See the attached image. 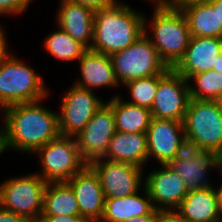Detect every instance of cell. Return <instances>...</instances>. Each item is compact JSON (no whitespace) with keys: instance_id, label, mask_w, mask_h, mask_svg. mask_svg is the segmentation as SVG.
Returning <instances> with one entry per match:
<instances>
[{"instance_id":"cell-1","label":"cell","mask_w":222,"mask_h":222,"mask_svg":"<svg viewBox=\"0 0 222 222\" xmlns=\"http://www.w3.org/2000/svg\"><path fill=\"white\" fill-rule=\"evenodd\" d=\"M45 100L6 107L5 128L11 151L33 155L60 136L58 112L43 106Z\"/></svg>"},{"instance_id":"cell-2","label":"cell","mask_w":222,"mask_h":222,"mask_svg":"<svg viewBox=\"0 0 222 222\" xmlns=\"http://www.w3.org/2000/svg\"><path fill=\"white\" fill-rule=\"evenodd\" d=\"M145 14L124 1L94 11L91 50L111 56L132 45L144 34Z\"/></svg>"},{"instance_id":"cell-3","label":"cell","mask_w":222,"mask_h":222,"mask_svg":"<svg viewBox=\"0 0 222 222\" xmlns=\"http://www.w3.org/2000/svg\"><path fill=\"white\" fill-rule=\"evenodd\" d=\"M151 19H144V34L150 39L161 60L173 69L184 56L191 38L181 11L169 6H154ZM148 24V25H147ZM150 31V32H149ZM152 34V35H151Z\"/></svg>"},{"instance_id":"cell-4","label":"cell","mask_w":222,"mask_h":222,"mask_svg":"<svg viewBox=\"0 0 222 222\" xmlns=\"http://www.w3.org/2000/svg\"><path fill=\"white\" fill-rule=\"evenodd\" d=\"M14 54L11 52L0 60V101L9 107L49 98L45 78Z\"/></svg>"},{"instance_id":"cell-5","label":"cell","mask_w":222,"mask_h":222,"mask_svg":"<svg viewBox=\"0 0 222 222\" xmlns=\"http://www.w3.org/2000/svg\"><path fill=\"white\" fill-rule=\"evenodd\" d=\"M182 122L187 147L222 155V112L217 101L190 98Z\"/></svg>"},{"instance_id":"cell-6","label":"cell","mask_w":222,"mask_h":222,"mask_svg":"<svg viewBox=\"0 0 222 222\" xmlns=\"http://www.w3.org/2000/svg\"><path fill=\"white\" fill-rule=\"evenodd\" d=\"M47 182L36 172L11 177L0 183V205L33 222H38L43 211Z\"/></svg>"},{"instance_id":"cell-7","label":"cell","mask_w":222,"mask_h":222,"mask_svg":"<svg viewBox=\"0 0 222 222\" xmlns=\"http://www.w3.org/2000/svg\"><path fill=\"white\" fill-rule=\"evenodd\" d=\"M111 59L120 86L134 79L161 75L169 69L146 34L126 49L113 53Z\"/></svg>"},{"instance_id":"cell-8","label":"cell","mask_w":222,"mask_h":222,"mask_svg":"<svg viewBox=\"0 0 222 222\" xmlns=\"http://www.w3.org/2000/svg\"><path fill=\"white\" fill-rule=\"evenodd\" d=\"M34 155L41 165V173H36L47 183L67 182L87 165L79 153L75 137L60 135L41 146Z\"/></svg>"},{"instance_id":"cell-9","label":"cell","mask_w":222,"mask_h":222,"mask_svg":"<svg viewBox=\"0 0 222 222\" xmlns=\"http://www.w3.org/2000/svg\"><path fill=\"white\" fill-rule=\"evenodd\" d=\"M64 92L58 111L59 132L61 136L76 137L105 102L95 91L74 83Z\"/></svg>"},{"instance_id":"cell-10","label":"cell","mask_w":222,"mask_h":222,"mask_svg":"<svg viewBox=\"0 0 222 222\" xmlns=\"http://www.w3.org/2000/svg\"><path fill=\"white\" fill-rule=\"evenodd\" d=\"M168 165L183 179L188 191L215 188L209 175L212 170L222 173V155L214 150L186 147Z\"/></svg>"},{"instance_id":"cell-11","label":"cell","mask_w":222,"mask_h":222,"mask_svg":"<svg viewBox=\"0 0 222 222\" xmlns=\"http://www.w3.org/2000/svg\"><path fill=\"white\" fill-rule=\"evenodd\" d=\"M89 166L98 175L105 198L126 197L144 187V168L104 158L91 162Z\"/></svg>"},{"instance_id":"cell-12","label":"cell","mask_w":222,"mask_h":222,"mask_svg":"<svg viewBox=\"0 0 222 222\" xmlns=\"http://www.w3.org/2000/svg\"><path fill=\"white\" fill-rule=\"evenodd\" d=\"M188 81L174 69L158 75V89L152 105V118L183 121L189 102Z\"/></svg>"},{"instance_id":"cell-13","label":"cell","mask_w":222,"mask_h":222,"mask_svg":"<svg viewBox=\"0 0 222 222\" xmlns=\"http://www.w3.org/2000/svg\"><path fill=\"white\" fill-rule=\"evenodd\" d=\"M115 132L112 107L105 102L75 137L79 153L87 165L105 157Z\"/></svg>"},{"instance_id":"cell-14","label":"cell","mask_w":222,"mask_h":222,"mask_svg":"<svg viewBox=\"0 0 222 222\" xmlns=\"http://www.w3.org/2000/svg\"><path fill=\"white\" fill-rule=\"evenodd\" d=\"M146 135L148 162L154 159L159 165L169 164L187 147L181 121L152 118Z\"/></svg>"},{"instance_id":"cell-15","label":"cell","mask_w":222,"mask_h":222,"mask_svg":"<svg viewBox=\"0 0 222 222\" xmlns=\"http://www.w3.org/2000/svg\"><path fill=\"white\" fill-rule=\"evenodd\" d=\"M159 166L147 172L144 186L155 209L176 210L189 191L183 179L168 164Z\"/></svg>"},{"instance_id":"cell-16","label":"cell","mask_w":222,"mask_h":222,"mask_svg":"<svg viewBox=\"0 0 222 222\" xmlns=\"http://www.w3.org/2000/svg\"><path fill=\"white\" fill-rule=\"evenodd\" d=\"M67 183L74 191L80 216L87 222H100L105 205V196L95 171L86 165Z\"/></svg>"},{"instance_id":"cell-17","label":"cell","mask_w":222,"mask_h":222,"mask_svg":"<svg viewBox=\"0 0 222 222\" xmlns=\"http://www.w3.org/2000/svg\"><path fill=\"white\" fill-rule=\"evenodd\" d=\"M221 48L222 38L191 36L184 56L173 69L186 80L209 71L213 69Z\"/></svg>"},{"instance_id":"cell-18","label":"cell","mask_w":222,"mask_h":222,"mask_svg":"<svg viewBox=\"0 0 222 222\" xmlns=\"http://www.w3.org/2000/svg\"><path fill=\"white\" fill-rule=\"evenodd\" d=\"M55 23L87 49L91 48L94 31V10L68 0H60Z\"/></svg>"},{"instance_id":"cell-19","label":"cell","mask_w":222,"mask_h":222,"mask_svg":"<svg viewBox=\"0 0 222 222\" xmlns=\"http://www.w3.org/2000/svg\"><path fill=\"white\" fill-rule=\"evenodd\" d=\"M80 78L74 84L92 91L97 88H118L111 56L87 49L78 60ZM116 87V88H115Z\"/></svg>"},{"instance_id":"cell-20","label":"cell","mask_w":222,"mask_h":222,"mask_svg":"<svg viewBox=\"0 0 222 222\" xmlns=\"http://www.w3.org/2000/svg\"><path fill=\"white\" fill-rule=\"evenodd\" d=\"M104 159L124 162L145 169L148 164L146 133L116 131L109 142Z\"/></svg>"},{"instance_id":"cell-21","label":"cell","mask_w":222,"mask_h":222,"mask_svg":"<svg viewBox=\"0 0 222 222\" xmlns=\"http://www.w3.org/2000/svg\"><path fill=\"white\" fill-rule=\"evenodd\" d=\"M175 211L187 222H222L215 188L190 190Z\"/></svg>"},{"instance_id":"cell-22","label":"cell","mask_w":222,"mask_h":222,"mask_svg":"<svg viewBox=\"0 0 222 222\" xmlns=\"http://www.w3.org/2000/svg\"><path fill=\"white\" fill-rule=\"evenodd\" d=\"M153 209L151 198L144 186L142 192L139 191L126 197L105 198L104 212L100 222H122L149 214Z\"/></svg>"},{"instance_id":"cell-23","label":"cell","mask_w":222,"mask_h":222,"mask_svg":"<svg viewBox=\"0 0 222 222\" xmlns=\"http://www.w3.org/2000/svg\"><path fill=\"white\" fill-rule=\"evenodd\" d=\"M115 118V129L119 132L146 133L152 120L151 110L127 102L116 93L109 101Z\"/></svg>"},{"instance_id":"cell-24","label":"cell","mask_w":222,"mask_h":222,"mask_svg":"<svg viewBox=\"0 0 222 222\" xmlns=\"http://www.w3.org/2000/svg\"><path fill=\"white\" fill-rule=\"evenodd\" d=\"M193 37L222 38V23L209 2L195 3L181 9Z\"/></svg>"},{"instance_id":"cell-25","label":"cell","mask_w":222,"mask_h":222,"mask_svg":"<svg viewBox=\"0 0 222 222\" xmlns=\"http://www.w3.org/2000/svg\"><path fill=\"white\" fill-rule=\"evenodd\" d=\"M42 215H80L74 191L67 182L47 183Z\"/></svg>"},{"instance_id":"cell-26","label":"cell","mask_w":222,"mask_h":222,"mask_svg":"<svg viewBox=\"0 0 222 222\" xmlns=\"http://www.w3.org/2000/svg\"><path fill=\"white\" fill-rule=\"evenodd\" d=\"M55 26L56 30L44 38L43 47L47 53L60 62H78L87 48L64 32L59 26L56 24Z\"/></svg>"},{"instance_id":"cell-27","label":"cell","mask_w":222,"mask_h":222,"mask_svg":"<svg viewBox=\"0 0 222 222\" xmlns=\"http://www.w3.org/2000/svg\"><path fill=\"white\" fill-rule=\"evenodd\" d=\"M187 81L191 99L216 101L222 94V74L213 69L192 75Z\"/></svg>"},{"instance_id":"cell-28","label":"cell","mask_w":222,"mask_h":222,"mask_svg":"<svg viewBox=\"0 0 222 222\" xmlns=\"http://www.w3.org/2000/svg\"><path fill=\"white\" fill-rule=\"evenodd\" d=\"M123 86L131 96L127 102L151 109L158 89V75L134 79Z\"/></svg>"},{"instance_id":"cell-29","label":"cell","mask_w":222,"mask_h":222,"mask_svg":"<svg viewBox=\"0 0 222 222\" xmlns=\"http://www.w3.org/2000/svg\"><path fill=\"white\" fill-rule=\"evenodd\" d=\"M34 0H0V16H13L25 13Z\"/></svg>"},{"instance_id":"cell-30","label":"cell","mask_w":222,"mask_h":222,"mask_svg":"<svg viewBox=\"0 0 222 222\" xmlns=\"http://www.w3.org/2000/svg\"><path fill=\"white\" fill-rule=\"evenodd\" d=\"M91 9L100 10L111 6L114 2L120 3L121 0H68Z\"/></svg>"},{"instance_id":"cell-31","label":"cell","mask_w":222,"mask_h":222,"mask_svg":"<svg viewBox=\"0 0 222 222\" xmlns=\"http://www.w3.org/2000/svg\"><path fill=\"white\" fill-rule=\"evenodd\" d=\"M38 222H87V221L80 215H70V216L41 215V218Z\"/></svg>"},{"instance_id":"cell-32","label":"cell","mask_w":222,"mask_h":222,"mask_svg":"<svg viewBox=\"0 0 222 222\" xmlns=\"http://www.w3.org/2000/svg\"><path fill=\"white\" fill-rule=\"evenodd\" d=\"M0 222H33L30 219L18 215L0 205Z\"/></svg>"},{"instance_id":"cell-33","label":"cell","mask_w":222,"mask_h":222,"mask_svg":"<svg viewBox=\"0 0 222 222\" xmlns=\"http://www.w3.org/2000/svg\"><path fill=\"white\" fill-rule=\"evenodd\" d=\"M156 222H187L175 210L159 211Z\"/></svg>"},{"instance_id":"cell-34","label":"cell","mask_w":222,"mask_h":222,"mask_svg":"<svg viewBox=\"0 0 222 222\" xmlns=\"http://www.w3.org/2000/svg\"><path fill=\"white\" fill-rule=\"evenodd\" d=\"M6 29L0 25V60L10 53Z\"/></svg>"},{"instance_id":"cell-35","label":"cell","mask_w":222,"mask_h":222,"mask_svg":"<svg viewBox=\"0 0 222 222\" xmlns=\"http://www.w3.org/2000/svg\"><path fill=\"white\" fill-rule=\"evenodd\" d=\"M158 212L159 210L154 208L149 214L133 217L122 222H156L158 218Z\"/></svg>"},{"instance_id":"cell-36","label":"cell","mask_w":222,"mask_h":222,"mask_svg":"<svg viewBox=\"0 0 222 222\" xmlns=\"http://www.w3.org/2000/svg\"><path fill=\"white\" fill-rule=\"evenodd\" d=\"M210 0H167V4L171 7L182 9L188 5L195 3L209 2Z\"/></svg>"},{"instance_id":"cell-37","label":"cell","mask_w":222,"mask_h":222,"mask_svg":"<svg viewBox=\"0 0 222 222\" xmlns=\"http://www.w3.org/2000/svg\"><path fill=\"white\" fill-rule=\"evenodd\" d=\"M3 126L0 127V155L6 151H9V145H8V138H7V131L5 128V124H2Z\"/></svg>"},{"instance_id":"cell-38","label":"cell","mask_w":222,"mask_h":222,"mask_svg":"<svg viewBox=\"0 0 222 222\" xmlns=\"http://www.w3.org/2000/svg\"><path fill=\"white\" fill-rule=\"evenodd\" d=\"M218 177H220L221 180H222V173ZM220 185L215 186V192H216V195H217L218 211H219V215H220V218H221V221H222V184H220Z\"/></svg>"},{"instance_id":"cell-39","label":"cell","mask_w":222,"mask_h":222,"mask_svg":"<svg viewBox=\"0 0 222 222\" xmlns=\"http://www.w3.org/2000/svg\"><path fill=\"white\" fill-rule=\"evenodd\" d=\"M209 3L213 6L214 10H217L219 21L222 23V0H210Z\"/></svg>"},{"instance_id":"cell-40","label":"cell","mask_w":222,"mask_h":222,"mask_svg":"<svg viewBox=\"0 0 222 222\" xmlns=\"http://www.w3.org/2000/svg\"><path fill=\"white\" fill-rule=\"evenodd\" d=\"M213 70H215L218 73L222 74V48H221V53L217 57L216 63L213 66Z\"/></svg>"},{"instance_id":"cell-41","label":"cell","mask_w":222,"mask_h":222,"mask_svg":"<svg viewBox=\"0 0 222 222\" xmlns=\"http://www.w3.org/2000/svg\"><path fill=\"white\" fill-rule=\"evenodd\" d=\"M0 114L2 116H0L3 119V124H5V115H6V106L0 101Z\"/></svg>"},{"instance_id":"cell-42","label":"cell","mask_w":222,"mask_h":222,"mask_svg":"<svg viewBox=\"0 0 222 222\" xmlns=\"http://www.w3.org/2000/svg\"><path fill=\"white\" fill-rule=\"evenodd\" d=\"M147 1H149L151 3V6H152V3L155 6H162V5L167 4V0H147Z\"/></svg>"},{"instance_id":"cell-43","label":"cell","mask_w":222,"mask_h":222,"mask_svg":"<svg viewBox=\"0 0 222 222\" xmlns=\"http://www.w3.org/2000/svg\"><path fill=\"white\" fill-rule=\"evenodd\" d=\"M216 101L219 105L220 111L222 112V94L219 96V98Z\"/></svg>"}]
</instances>
